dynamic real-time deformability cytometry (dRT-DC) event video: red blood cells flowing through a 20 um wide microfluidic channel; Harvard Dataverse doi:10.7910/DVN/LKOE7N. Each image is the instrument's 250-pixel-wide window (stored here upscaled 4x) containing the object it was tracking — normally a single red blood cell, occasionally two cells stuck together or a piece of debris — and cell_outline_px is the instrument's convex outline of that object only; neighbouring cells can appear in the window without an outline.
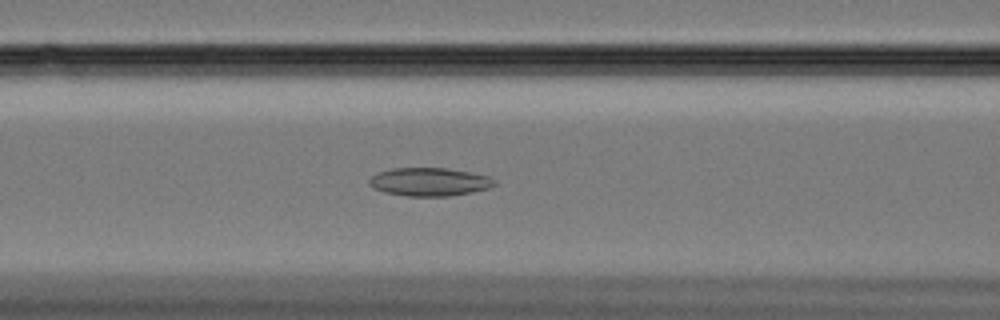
{"species": "Egyptian fruit bat (a non-hibernating species)", "species_latin": "Rousettus aegyptiacus", "temperature_condition": "cold", "stored_images_in_passage": 61, "camera_frame_rate_fps": 3000, "um_per_image_px": 0.085, "animal": {"sex": "female"}, "frame": {"image": 1, "passage_image": 25, "time_ms": 8.0, "image_size_px": [1000, 320], "cell_outline_px": [[496, 184], [488, 188], [472, 192], [448, 196], [404, 196], [384, 192], [372, 188], [368, 184], [368, 180], [372, 176], [380, 172], [392, 168], [444, 168], [468, 172], [488, 176]], "centroid_in_image_um": [36.44, 15.46], "position_along_channel_um": 130.2, "area_um2": 20.46}}
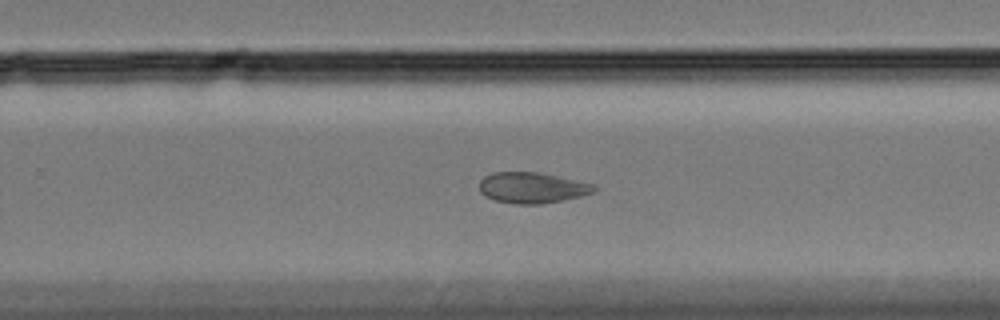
{"frame": {"image": 2, "passage_image": 39, "time_ms": 12.667, "image_size_px": [1000, 320], "cell_outline_px": [[596, 192], [564, 200], [540, 204], [516, 204], [492, 200], [484, 196], [480, 192], [480, 180], [484, 176], [492, 172], [536, 172], [596, 184]], "centroid_in_image_um": [45.22, 15.96], "position_along_channel_um": 284.6, "area_um2": 20.75}}
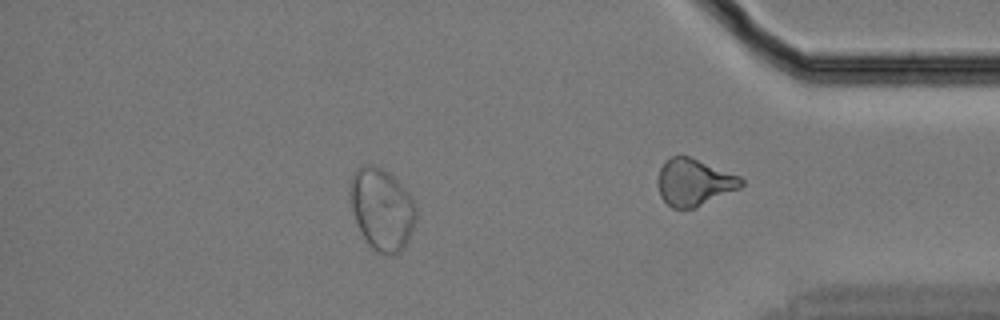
{"frame": {"image": 3, "passage_image": 53, "time_ms": 17.333, "image_size_px": [1000, 320], "cell_outline_px": [[416, 220], [408, 240], [400, 252], [392, 256], [388, 256], [376, 252], [368, 244], [352, 212], [348, 192], [348, 184], [356, 168], [372, 164], [376, 164], [388, 172], [412, 196], [416, 208]], "centroid_in_image_um": [32.44, 17.77], "position_along_channel_um": 402.8, "area_um2": 31.73}, "authors_computed_cell_mechanics": {"area_um2": 26.5302, "velocity_mm_per_s": 3.3147, "shape_relaxation_time_tau1_ms": null, "shape_relaxation_time_tau2_ms": 2.3285, "deformation_change_tau1": null, "deformation_change_tau2": 0.059}}